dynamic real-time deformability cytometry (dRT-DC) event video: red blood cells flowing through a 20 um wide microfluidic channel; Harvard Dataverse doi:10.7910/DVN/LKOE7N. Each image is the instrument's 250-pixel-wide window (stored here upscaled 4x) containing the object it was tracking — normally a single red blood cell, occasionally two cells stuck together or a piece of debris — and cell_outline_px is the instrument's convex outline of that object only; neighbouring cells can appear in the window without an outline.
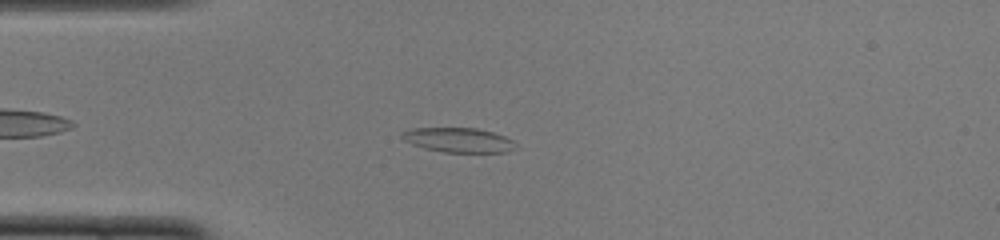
{"species": "common noctule bat (a hibernating species)", "species_latin": "Nyctalus noctula", "temperature_condition": "cold", "stored_images_in_passage": 46, "camera_frame_rate_fps": 3000, "um_per_image_px": 0.085, "animal": {"sex": "female", "body_mass_g": 22.0, "forearm_length_mm": 56.7}, "frame": {"image": 1, "passage_image": 9, "time_ms": 2.667, "image_size_px": [1000, 240], "cell_outline_px": [[520, 148], [508, 152], [444, 152], [424, 148], [412, 144], [404, 140], [400, 136], [400, 132], [412, 128], [476, 128], [492, 132], [504, 136], [512, 140]], "centroid_in_image_um": [38.99, 11.9], "position_along_channel_um": 46.0, "area_um2": 16.42}}
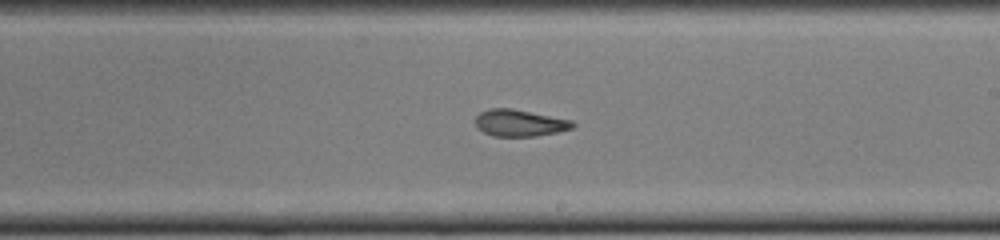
{"frame": {"image": 2, "passage_image": 25, "time_ms": 8.0, "image_size_px": [1000, 240], "cell_outline_px": [[576, 124], [572, 128], [556, 132], [532, 136], [492, 136], [476, 128], [476, 116], [480, 112], [488, 108], [512, 108], [572, 120]], "centroid_in_image_um": [44.14, 10.44], "position_along_channel_um": 244.9, "area_um2": 15.14}}
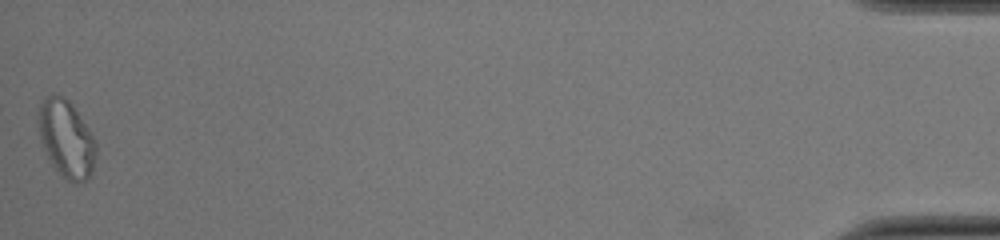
{"frame": {"image": 3, "passage_image": 46, "time_ms": 15.0, "image_size_px": [1000, 240], "cell_outline_px": [[96, 156], [92, 176], [76, 184], [72, 184], [48, 160], [40, 136], [36, 120], [36, 112], [40, 104], [48, 96], [56, 92], [64, 96], [72, 104], [88, 128], [96, 144]], "centroid_in_image_um": [5.62, 11.78], "position_along_channel_um": 429.6, "area_um2": 26.18}, "authors_computed_cell_mechanics": {"area_um2": 16.7042, "velocity_mm_per_s": 3.9896, "shape_relaxation_time_tau1_ms": 7.3531, "shape_relaxation_time_tau2_ms": 3.8549, "deformation_change_tau1": 0.1497, "deformation_change_tau2": 0.1311}}